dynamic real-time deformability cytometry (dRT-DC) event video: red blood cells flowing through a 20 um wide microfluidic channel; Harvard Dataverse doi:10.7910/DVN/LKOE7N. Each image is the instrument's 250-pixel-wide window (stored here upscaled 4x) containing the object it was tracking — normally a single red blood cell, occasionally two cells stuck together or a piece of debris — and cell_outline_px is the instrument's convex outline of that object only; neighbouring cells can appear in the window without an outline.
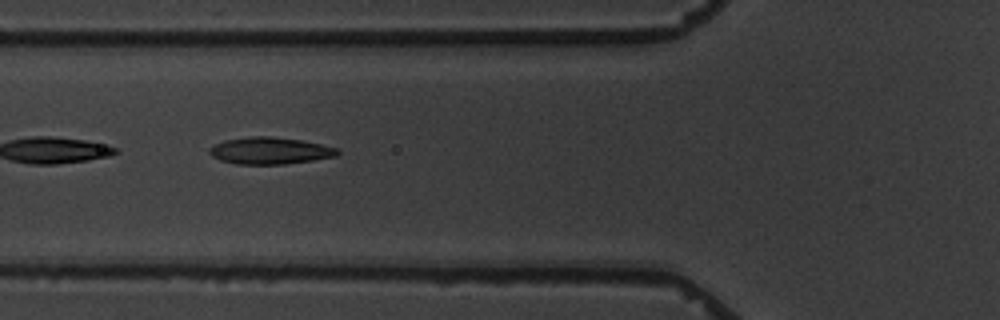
{"species": "common noctule bat (a hibernating species)", "species_latin": "Nyctalus noctula", "temperature_condition": "warm", "stored_images_in_passage": 6, "camera_frame_rate_fps": 3000, "um_per_image_px": 0.085, "animal": {"sex": "male", "body_mass_g": 19.5, "forearm_length_mm": 54.6}, "frame": {"image": 1, "passage_image": 6, "time_ms": 5.667, "image_size_px": [1000, 320], "cell_outline_px": [[340, 152], [336, 156], [312, 160], [284, 164], [236, 164], [220, 160], [212, 156], [208, 152], [208, 148], [224, 140], [252, 136], [268, 136], [300, 140], [340, 148]], "centroid_in_image_um": [22.94, 12.81], "position_along_channel_um": 102.9, "area_um2": 20.0}}